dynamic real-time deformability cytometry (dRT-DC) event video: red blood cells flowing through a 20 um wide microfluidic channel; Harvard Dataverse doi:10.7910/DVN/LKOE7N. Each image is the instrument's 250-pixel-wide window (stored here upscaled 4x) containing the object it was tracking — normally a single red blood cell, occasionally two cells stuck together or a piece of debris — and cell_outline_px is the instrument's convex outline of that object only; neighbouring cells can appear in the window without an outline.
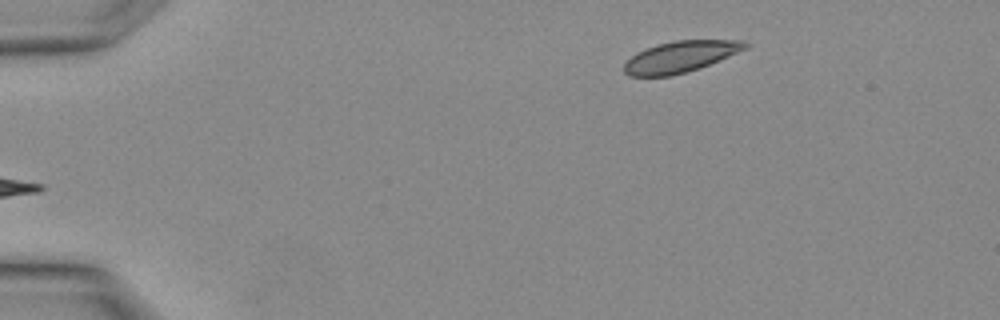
{"species": "Egyptian fruit bat (a non-hibernating species)", "species_latin": "Rousettus aegyptiacus", "temperature_condition": "warm", "stored_images_in_passage": 2, "camera_frame_rate_fps": 3000, "um_per_image_px": 0.085, "animal": {"sex": "female"}, "frame": {"image": 1, "passage_image": 2, "time_ms": 0.333, "image_size_px": [1000, 320], "cell_outline_px": [[748, 48], [700, 68], [688, 72], [672, 76], [628, 76], [624, 72], [624, 64], [636, 52], [656, 44], [676, 40], [744, 40], [748, 44]], "centroid_in_image_um": [57.83, 4.82], "position_along_channel_um": 27.2, "area_um2": 22.14}}